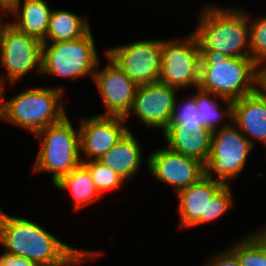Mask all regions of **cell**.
I'll return each mask as SVG.
<instances>
[{"label":"cell","mask_w":266,"mask_h":266,"mask_svg":"<svg viewBox=\"0 0 266 266\" xmlns=\"http://www.w3.org/2000/svg\"><path fill=\"white\" fill-rule=\"evenodd\" d=\"M200 51L199 88L231 101L258 89L259 68L251 57H228L218 51Z\"/></svg>","instance_id":"3957f363"},{"label":"cell","mask_w":266,"mask_h":266,"mask_svg":"<svg viewBox=\"0 0 266 266\" xmlns=\"http://www.w3.org/2000/svg\"><path fill=\"white\" fill-rule=\"evenodd\" d=\"M202 266H241L237 256L229 249L221 250L216 254H209Z\"/></svg>","instance_id":"4316f807"},{"label":"cell","mask_w":266,"mask_h":266,"mask_svg":"<svg viewBox=\"0 0 266 266\" xmlns=\"http://www.w3.org/2000/svg\"><path fill=\"white\" fill-rule=\"evenodd\" d=\"M228 247L241 266H266V224Z\"/></svg>","instance_id":"603a6c76"},{"label":"cell","mask_w":266,"mask_h":266,"mask_svg":"<svg viewBox=\"0 0 266 266\" xmlns=\"http://www.w3.org/2000/svg\"><path fill=\"white\" fill-rule=\"evenodd\" d=\"M194 92L196 107L200 109L202 126L214 131L233 122V101L199 87H196ZM220 102H223V104ZM221 104L226 105V107H223ZM222 120L225 121L223 122Z\"/></svg>","instance_id":"44dd1931"},{"label":"cell","mask_w":266,"mask_h":266,"mask_svg":"<svg viewBox=\"0 0 266 266\" xmlns=\"http://www.w3.org/2000/svg\"><path fill=\"white\" fill-rule=\"evenodd\" d=\"M65 88L60 86L27 87L6 101V120L30 134L61 121L67 113L62 99ZM63 97V98H62Z\"/></svg>","instance_id":"277c9868"},{"label":"cell","mask_w":266,"mask_h":266,"mask_svg":"<svg viewBox=\"0 0 266 266\" xmlns=\"http://www.w3.org/2000/svg\"><path fill=\"white\" fill-rule=\"evenodd\" d=\"M51 7L46 0H17L9 9L17 30L43 41L49 28Z\"/></svg>","instance_id":"d6986e66"},{"label":"cell","mask_w":266,"mask_h":266,"mask_svg":"<svg viewBox=\"0 0 266 266\" xmlns=\"http://www.w3.org/2000/svg\"><path fill=\"white\" fill-rule=\"evenodd\" d=\"M17 0H0V9L9 10Z\"/></svg>","instance_id":"1f68e13d"},{"label":"cell","mask_w":266,"mask_h":266,"mask_svg":"<svg viewBox=\"0 0 266 266\" xmlns=\"http://www.w3.org/2000/svg\"><path fill=\"white\" fill-rule=\"evenodd\" d=\"M104 56L107 63L102 68L99 61L93 78L105 110L97 115L125 118L132 108L138 85L105 55V49Z\"/></svg>","instance_id":"4fadbf2b"},{"label":"cell","mask_w":266,"mask_h":266,"mask_svg":"<svg viewBox=\"0 0 266 266\" xmlns=\"http://www.w3.org/2000/svg\"><path fill=\"white\" fill-rule=\"evenodd\" d=\"M179 91L161 82L139 85L131 110L124 118L134 116L143 126L163 132L169 122L174 108V102Z\"/></svg>","instance_id":"5bb4252c"},{"label":"cell","mask_w":266,"mask_h":266,"mask_svg":"<svg viewBox=\"0 0 266 266\" xmlns=\"http://www.w3.org/2000/svg\"><path fill=\"white\" fill-rule=\"evenodd\" d=\"M93 35L90 30L78 39L43 43L41 75L75 81L89 76L93 80L97 65L101 61Z\"/></svg>","instance_id":"52a82bcc"},{"label":"cell","mask_w":266,"mask_h":266,"mask_svg":"<svg viewBox=\"0 0 266 266\" xmlns=\"http://www.w3.org/2000/svg\"><path fill=\"white\" fill-rule=\"evenodd\" d=\"M233 122L254 147H266V97L259 89L233 101Z\"/></svg>","instance_id":"2e32d148"},{"label":"cell","mask_w":266,"mask_h":266,"mask_svg":"<svg viewBox=\"0 0 266 266\" xmlns=\"http://www.w3.org/2000/svg\"><path fill=\"white\" fill-rule=\"evenodd\" d=\"M178 198L179 229L209 224L234 206L230 185L213 181L206 175L176 194Z\"/></svg>","instance_id":"8992f818"},{"label":"cell","mask_w":266,"mask_h":266,"mask_svg":"<svg viewBox=\"0 0 266 266\" xmlns=\"http://www.w3.org/2000/svg\"><path fill=\"white\" fill-rule=\"evenodd\" d=\"M248 21L251 58L260 69L266 67V14L254 18L248 12Z\"/></svg>","instance_id":"cb8c5ba5"},{"label":"cell","mask_w":266,"mask_h":266,"mask_svg":"<svg viewBox=\"0 0 266 266\" xmlns=\"http://www.w3.org/2000/svg\"><path fill=\"white\" fill-rule=\"evenodd\" d=\"M54 187L58 190L70 192L74 211H81V209H85L103 198L96 188L89 170L83 164L63 176L54 184Z\"/></svg>","instance_id":"ffe728a7"},{"label":"cell","mask_w":266,"mask_h":266,"mask_svg":"<svg viewBox=\"0 0 266 266\" xmlns=\"http://www.w3.org/2000/svg\"><path fill=\"white\" fill-rule=\"evenodd\" d=\"M105 55L138 86L159 82L162 39H139L106 47Z\"/></svg>","instance_id":"8fae6325"},{"label":"cell","mask_w":266,"mask_h":266,"mask_svg":"<svg viewBox=\"0 0 266 266\" xmlns=\"http://www.w3.org/2000/svg\"><path fill=\"white\" fill-rule=\"evenodd\" d=\"M183 39V40H182ZM201 51L193 32L181 38L162 39L159 82L177 89H195L199 85Z\"/></svg>","instance_id":"9c48e42d"},{"label":"cell","mask_w":266,"mask_h":266,"mask_svg":"<svg viewBox=\"0 0 266 266\" xmlns=\"http://www.w3.org/2000/svg\"><path fill=\"white\" fill-rule=\"evenodd\" d=\"M129 130L99 161L116 172L126 183L142 169L144 151L139 139Z\"/></svg>","instance_id":"ac0fdd59"},{"label":"cell","mask_w":266,"mask_h":266,"mask_svg":"<svg viewBox=\"0 0 266 266\" xmlns=\"http://www.w3.org/2000/svg\"><path fill=\"white\" fill-rule=\"evenodd\" d=\"M0 264L1 266H39L27 258L6 252L0 253Z\"/></svg>","instance_id":"83f0119b"},{"label":"cell","mask_w":266,"mask_h":266,"mask_svg":"<svg viewBox=\"0 0 266 266\" xmlns=\"http://www.w3.org/2000/svg\"><path fill=\"white\" fill-rule=\"evenodd\" d=\"M183 98L180 100L176 96L168 126H202L200 109L195 104V93Z\"/></svg>","instance_id":"484cf974"},{"label":"cell","mask_w":266,"mask_h":266,"mask_svg":"<svg viewBox=\"0 0 266 266\" xmlns=\"http://www.w3.org/2000/svg\"><path fill=\"white\" fill-rule=\"evenodd\" d=\"M258 89L266 97V67L259 69Z\"/></svg>","instance_id":"f546056e"},{"label":"cell","mask_w":266,"mask_h":266,"mask_svg":"<svg viewBox=\"0 0 266 266\" xmlns=\"http://www.w3.org/2000/svg\"><path fill=\"white\" fill-rule=\"evenodd\" d=\"M88 18L64 9H52L43 43L69 41L85 36L90 30Z\"/></svg>","instance_id":"7402d4cb"},{"label":"cell","mask_w":266,"mask_h":266,"mask_svg":"<svg viewBox=\"0 0 266 266\" xmlns=\"http://www.w3.org/2000/svg\"><path fill=\"white\" fill-rule=\"evenodd\" d=\"M79 119L82 161L99 160L132 130L129 125L126 126L125 119L119 116L94 114Z\"/></svg>","instance_id":"9a60e30c"},{"label":"cell","mask_w":266,"mask_h":266,"mask_svg":"<svg viewBox=\"0 0 266 266\" xmlns=\"http://www.w3.org/2000/svg\"><path fill=\"white\" fill-rule=\"evenodd\" d=\"M254 146L232 122L212 131L211 150L205 164V175L224 185L238 179L248 163Z\"/></svg>","instance_id":"ba28073f"},{"label":"cell","mask_w":266,"mask_h":266,"mask_svg":"<svg viewBox=\"0 0 266 266\" xmlns=\"http://www.w3.org/2000/svg\"><path fill=\"white\" fill-rule=\"evenodd\" d=\"M42 44L9 23L0 46V65L6 71L0 74V82L14 87L29 72L35 71L42 76Z\"/></svg>","instance_id":"30bf717a"},{"label":"cell","mask_w":266,"mask_h":266,"mask_svg":"<svg viewBox=\"0 0 266 266\" xmlns=\"http://www.w3.org/2000/svg\"><path fill=\"white\" fill-rule=\"evenodd\" d=\"M6 84L0 82V120L2 122L6 120V97H5Z\"/></svg>","instance_id":"f1b7e54d"},{"label":"cell","mask_w":266,"mask_h":266,"mask_svg":"<svg viewBox=\"0 0 266 266\" xmlns=\"http://www.w3.org/2000/svg\"><path fill=\"white\" fill-rule=\"evenodd\" d=\"M28 218L9 215L0 208V246L3 252L24 257L39 266H81L103 251L79 249ZM99 256V257H98Z\"/></svg>","instance_id":"6da1fadb"},{"label":"cell","mask_w":266,"mask_h":266,"mask_svg":"<svg viewBox=\"0 0 266 266\" xmlns=\"http://www.w3.org/2000/svg\"><path fill=\"white\" fill-rule=\"evenodd\" d=\"M34 136L40 139V149L32 171L51 173L53 185L82 164L79 128L75 130L68 115Z\"/></svg>","instance_id":"5b68a950"},{"label":"cell","mask_w":266,"mask_h":266,"mask_svg":"<svg viewBox=\"0 0 266 266\" xmlns=\"http://www.w3.org/2000/svg\"><path fill=\"white\" fill-rule=\"evenodd\" d=\"M5 15H9V10L0 9V46H1L3 32L10 23L9 20L7 21L6 18H4ZM4 19L6 21H4Z\"/></svg>","instance_id":"4dcf8cb0"},{"label":"cell","mask_w":266,"mask_h":266,"mask_svg":"<svg viewBox=\"0 0 266 266\" xmlns=\"http://www.w3.org/2000/svg\"><path fill=\"white\" fill-rule=\"evenodd\" d=\"M199 11L192 32L200 50L218 51L228 57H251L247 11L210 2Z\"/></svg>","instance_id":"7a4b0ae2"},{"label":"cell","mask_w":266,"mask_h":266,"mask_svg":"<svg viewBox=\"0 0 266 266\" xmlns=\"http://www.w3.org/2000/svg\"><path fill=\"white\" fill-rule=\"evenodd\" d=\"M162 135L172 151L207 163L212 139L210 129L204 126H167Z\"/></svg>","instance_id":"e0dca14e"},{"label":"cell","mask_w":266,"mask_h":266,"mask_svg":"<svg viewBox=\"0 0 266 266\" xmlns=\"http://www.w3.org/2000/svg\"><path fill=\"white\" fill-rule=\"evenodd\" d=\"M146 168L152 178L171 187L175 195L205 176V164L169 149L167 146L149 152Z\"/></svg>","instance_id":"7c38bea8"},{"label":"cell","mask_w":266,"mask_h":266,"mask_svg":"<svg viewBox=\"0 0 266 266\" xmlns=\"http://www.w3.org/2000/svg\"><path fill=\"white\" fill-rule=\"evenodd\" d=\"M82 164L89 170L96 188L103 196L104 193L121 189L127 184L116 172L99 160L82 161Z\"/></svg>","instance_id":"d4e9b609"}]
</instances>
